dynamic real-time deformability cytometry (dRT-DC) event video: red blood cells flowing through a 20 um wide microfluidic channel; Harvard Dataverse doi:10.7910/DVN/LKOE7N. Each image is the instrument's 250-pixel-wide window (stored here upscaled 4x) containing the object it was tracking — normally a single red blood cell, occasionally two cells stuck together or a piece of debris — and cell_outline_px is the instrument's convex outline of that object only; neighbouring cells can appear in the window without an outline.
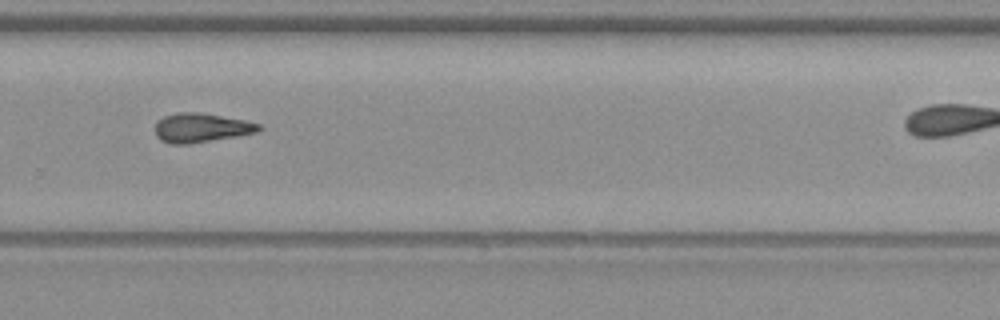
{"species": "common noctule bat (a hibernating species)", "species_latin": "Nyctalus noctula", "temperature_condition": "warm", "stored_images_in_passage": 27, "camera_frame_rate_fps": 3000, "um_per_image_px": 0.085, "animal": {"sex": "female", "body_mass_g": 19.3, "forearm_length_mm": 54.1}, "frame": {"image": 1, "passage_image": 20, "time_ms": 6.333, "image_size_px": [1000, 320], "cell_outline_px": [[260, 128], [256, 132], [188, 144], [172, 144], [160, 140], [156, 136], [156, 120], [164, 116], [176, 112], [196, 112], [244, 120], [260, 124]], "centroid_in_image_um": [17.02, 10.85], "position_along_channel_um": 312.8, "area_um2": 17.28}}